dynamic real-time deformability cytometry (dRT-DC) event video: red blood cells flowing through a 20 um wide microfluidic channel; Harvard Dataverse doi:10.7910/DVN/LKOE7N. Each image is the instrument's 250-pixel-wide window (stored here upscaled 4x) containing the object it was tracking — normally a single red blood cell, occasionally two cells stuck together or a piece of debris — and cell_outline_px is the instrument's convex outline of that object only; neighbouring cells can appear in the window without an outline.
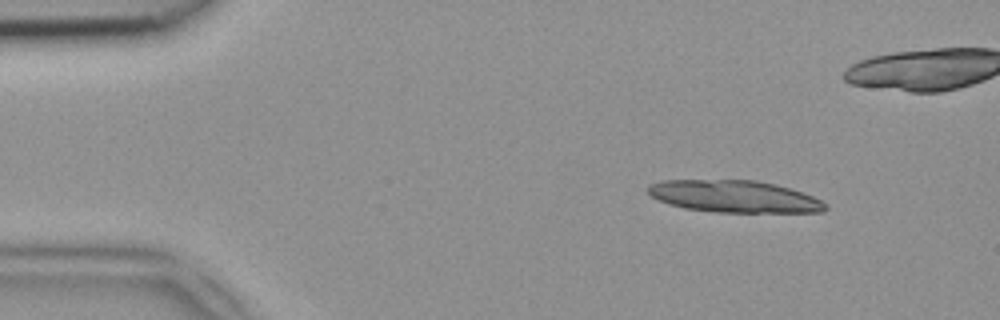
{"species": "common noctule bat (a hibernating species)", "species_latin": "Nyctalus noctula", "temperature_condition": "room temperature", "stored_images_in_passage": 18, "camera_frame_rate_fps": 3000, "um_per_image_px": 0.085, "animal": {"sex": "female", "body_mass_g": 18.4}, "frame": {"image": 1, "passage_image": 6, "time_ms": 1.667, "image_size_px": [1000, 320], "cell_outline_px": [[828, 208], [824, 212], [716, 212], [684, 208], [668, 204], [652, 196], [648, 192], [648, 184], [664, 180], [756, 180], [776, 184], [792, 188], [812, 196], [828, 204]], "centroid_in_image_um": [62.44, 16.69], "position_along_channel_um": 22.6, "area_um2": 33.23}}